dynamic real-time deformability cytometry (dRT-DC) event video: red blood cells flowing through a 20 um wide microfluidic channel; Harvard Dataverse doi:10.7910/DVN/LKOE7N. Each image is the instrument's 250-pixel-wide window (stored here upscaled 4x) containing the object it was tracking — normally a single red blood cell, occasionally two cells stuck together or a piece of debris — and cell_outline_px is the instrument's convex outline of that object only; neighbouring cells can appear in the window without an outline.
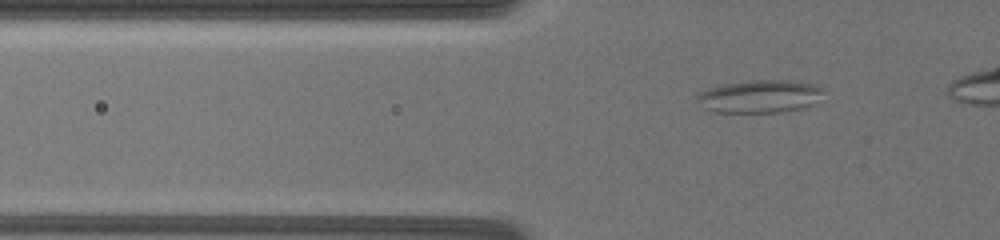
{"species": "common noctule bat (a hibernating species)", "species_latin": "Nyctalus noctula", "temperature_condition": "warm", "stored_images_in_passage": 43, "camera_frame_rate_fps": 3000, "um_per_image_px": 0.085, "animal": {"sex": "female", "body_mass_g": 19.5, "forearm_length_mm": 54.1}, "frame": {"image": 1, "passage_image": 5, "time_ms": 2.667, "image_size_px": [1000, 240], "cell_outline_px": [[824, 88], [812, 104], [800, 108], [780, 112], [712, 112], [704, 108], [696, 100], [696, 96], [700, 92], [708, 88], [724, 84], [752, 80], [788, 80], [812, 84]], "centroid_in_image_um": [64.5, 8.19], "position_along_channel_um": 61.3, "area_um2": 23.87}}
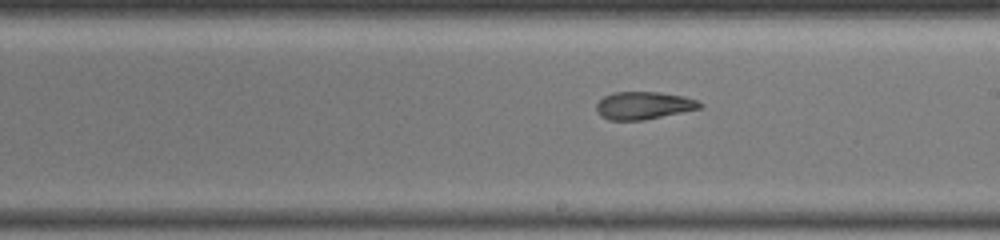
{"frame": {"image": 2, "passage_image": 23, "time_ms": 8.0, "image_size_px": [1000, 240], "cell_outline_px": [[704, 104], [700, 108], [644, 120], [608, 120], [600, 116], [596, 108], [596, 104], [604, 96], [612, 92], [660, 92], [684, 96], [696, 100]], "centroid_in_image_um": [54.69, 8.96], "position_along_channel_um": 234.3, "area_um2": 16.65}}
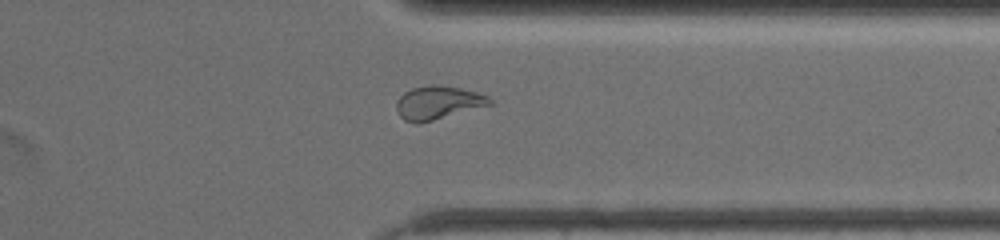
{"frame": {"image": 3, "passage_image": 35, "time_ms": 12.0, "image_size_px": [1000, 240], "cell_outline_px": [[492, 104], [420, 124], [416, 124], [404, 120], [400, 116], [396, 108], [396, 104], [400, 96], [404, 92], [412, 88], [428, 84], [432, 84], [460, 88], [476, 92], [488, 96], [492, 100]], "centroid_in_image_um": [37.2, 8.73], "position_along_channel_um": 374.2, "area_um2": 18.15}}